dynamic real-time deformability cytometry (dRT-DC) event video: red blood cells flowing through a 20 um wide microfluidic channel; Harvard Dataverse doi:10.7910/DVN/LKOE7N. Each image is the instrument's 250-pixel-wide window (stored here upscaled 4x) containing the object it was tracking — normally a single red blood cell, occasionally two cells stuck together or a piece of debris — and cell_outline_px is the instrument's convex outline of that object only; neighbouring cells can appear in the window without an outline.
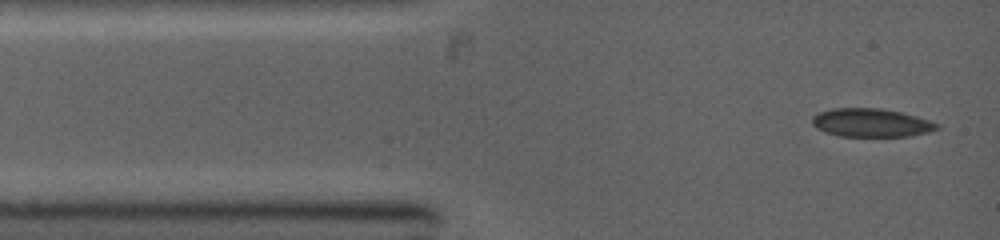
{"species": "common noctule bat (a hibernating species)", "species_latin": "Nyctalus noctula", "temperature_condition": "warm", "stored_images_in_passage": 28, "camera_frame_rate_fps": 5000, "um_per_image_px": 0.085, "animal": {"sex": "female", "body_mass_g": 19.0, "forearm_length_mm": 53.3}, "frame": {"image": 1, "passage_image": 1, "time_ms": 0.0, "image_size_px": [1000, 240], "cell_outline_px": [[940, 128], [928, 132], [908, 136], [840, 136], [824, 132], [816, 128], [812, 124], [812, 116], [820, 112], [832, 108], [880, 108], [900, 112], [916, 116], [940, 124]], "centroid_in_image_um": [74.03, 10.43], "position_along_channel_um": 11.0, "area_um2": 20.63}}
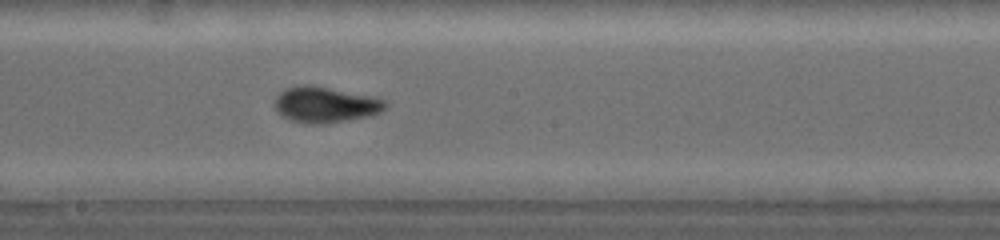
{"frame": {"image": 2, "passage_image": 13, "time_ms": 5.6, "image_size_px": [1000, 240], "cell_outline_px": [[388, 104], [380, 112], [368, 116], [320, 124], [316, 124], [288, 120], [276, 108], [272, 100], [284, 88], [304, 84], [308, 84], [376, 96], [388, 100]], "centroid_in_image_um": [27.66, 8.87], "position_along_channel_um": 220.5, "area_um2": 23.18}}
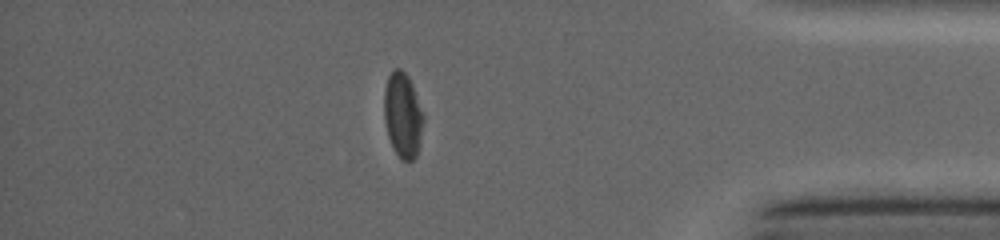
{"frame": {"image": 3, "passage_image": 25, "time_ms": 10.2, "image_size_px": [1000, 240], "cell_outline_px": [[424, 120], [420, 140], [416, 156], [412, 160], [400, 160], [388, 136], [384, 120], [384, 88], [388, 76], [392, 68], [400, 68], [408, 76], [412, 84], [424, 116]], "centroid_in_image_um": [34.22, 9.75], "position_along_channel_um": 401.0, "area_um2": 19.48}}